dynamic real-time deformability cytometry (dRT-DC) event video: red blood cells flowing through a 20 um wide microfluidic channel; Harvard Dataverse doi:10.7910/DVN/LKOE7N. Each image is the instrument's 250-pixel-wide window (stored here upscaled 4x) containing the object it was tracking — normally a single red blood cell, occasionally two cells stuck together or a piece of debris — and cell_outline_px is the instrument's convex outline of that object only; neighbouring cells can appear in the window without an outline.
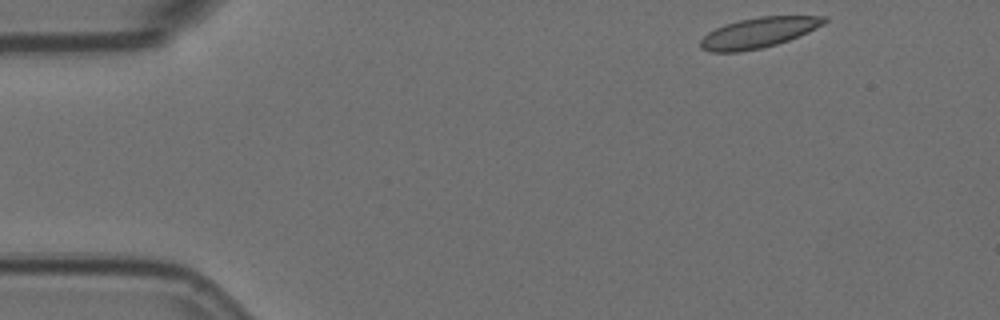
{"species": "Egyptian fruit bat (a non-hibernating species)", "species_latin": "Rousettus aegyptiacus", "temperature_condition": "room temperature", "stored_images_in_passage": 10, "camera_frame_rate_fps": 3000, "um_per_image_px": 0.085, "animal": {"sex": "female"}, "frame": {"image": 1, "passage_image": 1, "time_ms": 0.0, "image_size_px": [1000, 320], "cell_outline_px": [[828, 20], [824, 24], [808, 32], [788, 40], [776, 44], [760, 48], [740, 52], [708, 52], [700, 48], [700, 40], [708, 32], [724, 24], [740, 20], [760, 16], [828, 16]], "centroid_in_image_um": [64.46, 2.78], "position_along_channel_um": 20.5, "area_um2": 21.85}}